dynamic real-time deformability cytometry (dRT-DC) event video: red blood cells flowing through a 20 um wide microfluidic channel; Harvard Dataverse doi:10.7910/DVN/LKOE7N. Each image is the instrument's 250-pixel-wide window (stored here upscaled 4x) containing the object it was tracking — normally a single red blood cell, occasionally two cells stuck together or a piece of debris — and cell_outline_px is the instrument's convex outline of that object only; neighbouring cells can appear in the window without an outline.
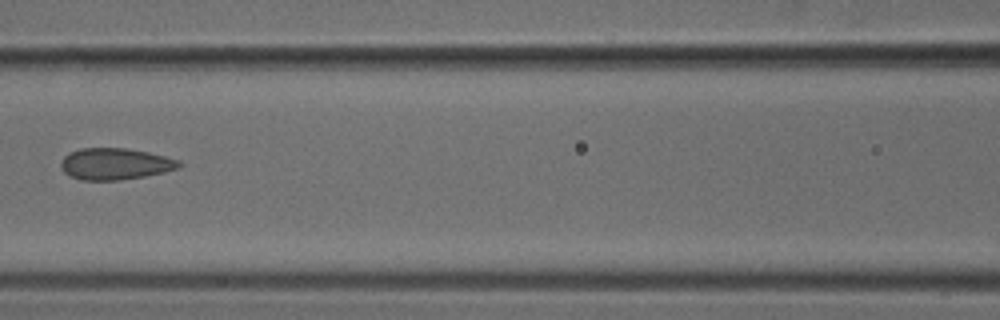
{"species": "common noctule bat (a hibernating species)", "species_latin": "Nyctalus noctula", "temperature_condition": "cold", "stored_images_in_passage": 7, "camera_frame_rate_fps": 3000, "um_per_image_px": 0.085, "animal": {"sex": "male", "body_mass_g": 18.8}, "frame": {"image": 1, "passage_image": 6, "time_ms": 1.667, "image_size_px": [1000, 320], "cell_outline_px": [[180, 168], [164, 172], [144, 176], [120, 180], [84, 180], [72, 176], [64, 172], [60, 164], [64, 156], [68, 152], [80, 148], [124, 148], [148, 152], [180, 160]], "centroid_in_image_um": [9.78, 13.92], "position_along_channel_um": 156.8, "area_um2": 21.62}}
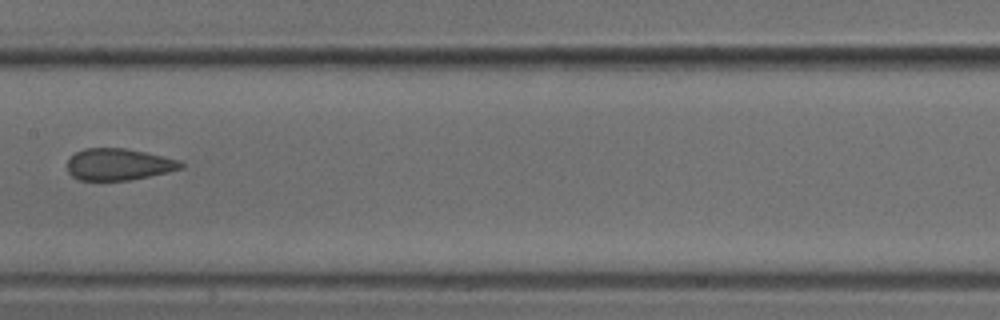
{"frame": {"image": 2, "passage_image": 7, "time_ms": 2.0, "image_size_px": [1000, 320], "cell_outline_px": [[184, 168], [168, 172], [128, 180], [80, 180], [72, 176], [68, 172], [68, 156], [84, 148], [124, 148], [144, 152], [180, 160], [184, 164]], "centroid_in_image_um": [10.07, 13.97], "position_along_channel_um": 197.3, "area_um2": 20.98}}